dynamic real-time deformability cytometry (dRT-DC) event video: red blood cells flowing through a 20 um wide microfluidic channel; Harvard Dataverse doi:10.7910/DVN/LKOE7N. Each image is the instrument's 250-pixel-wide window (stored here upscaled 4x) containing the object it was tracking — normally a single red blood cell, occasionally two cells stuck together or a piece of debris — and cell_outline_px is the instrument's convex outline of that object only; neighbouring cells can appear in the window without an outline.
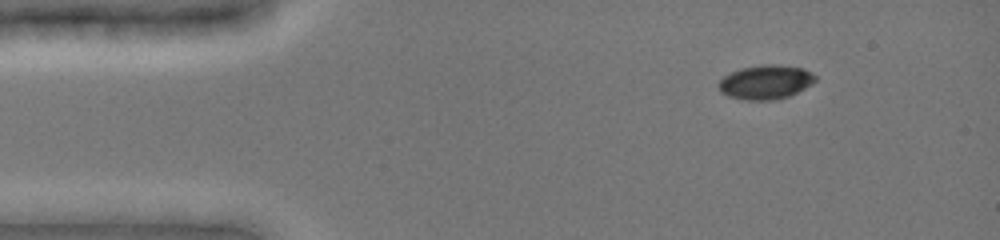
{"species": "common noctule bat (a hibernating species)", "species_latin": "Nyctalus noctula", "temperature_condition": "cold", "stored_images_in_passage": 32, "camera_frame_rate_fps": 3000, "um_per_image_px": 0.085, "animal": {"sex": "female", "body_mass_g": 19.0, "forearm_length_mm": 51.5}, "frame": {"image": 1, "passage_image": 3, "time_ms": 1.333, "image_size_px": [1000, 240], "cell_outline_px": [[816, 80], [812, 84], [788, 96], [772, 100], [748, 100], [728, 96], [720, 92], [716, 84], [724, 76], [740, 68], [760, 64], [776, 64], [804, 68], [812, 72], [816, 76]], "centroid_in_image_um": [65.06, 6.96], "position_along_channel_um": 19.9, "area_um2": 19.36}}
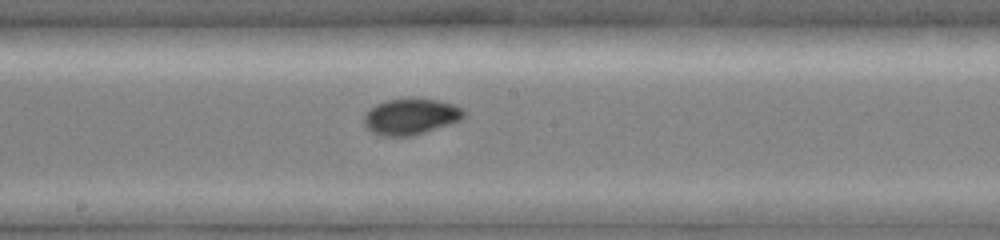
{"frame": {"image": 2, "passage_image": 18, "time_ms": 8.0, "image_size_px": [1000, 240], "cell_outline_px": [[464, 116], [460, 120], [412, 136], [380, 136], [372, 132], [364, 124], [364, 116], [376, 104], [388, 100], [412, 96], [440, 100], [456, 104], [464, 108]], "centroid_in_image_um": [34.94, 9.87], "position_along_channel_um": 213.3, "area_um2": 21.27}}
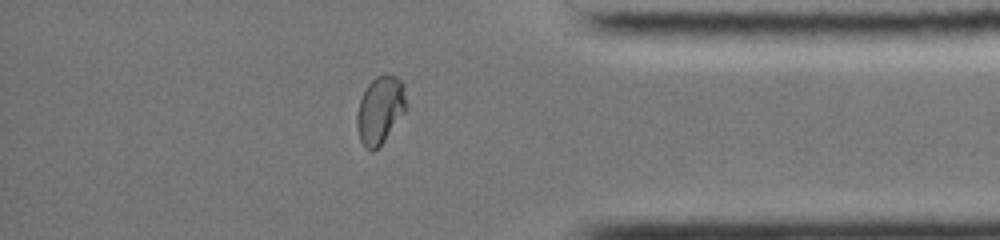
{"frame": {"image": 3, "passage_image": 29, "time_ms": 13.0, "image_size_px": [1000, 240], "cell_outline_px": [[404, 112], [384, 140], [372, 152], [364, 148], [360, 140], [356, 128], [356, 116], [360, 100], [368, 84], [376, 76], [396, 76], [404, 84]], "centroid_in_image_um": [32.26, 9.37], "position_along_channel_um": 402.9, "area_um2": 18.9}, "authors_computed_cell_mechanics": {"area_um2": 19.7676, "velocity_mm_per_s": 3.9693, "shape_relaxation_time_tau1_ms": 8.9736, "shape_relaxation_time_tau2_ms": 0.7728, "deformation_change_tau1": 0.2104, "deformation_change_tau2": 0.0269}}